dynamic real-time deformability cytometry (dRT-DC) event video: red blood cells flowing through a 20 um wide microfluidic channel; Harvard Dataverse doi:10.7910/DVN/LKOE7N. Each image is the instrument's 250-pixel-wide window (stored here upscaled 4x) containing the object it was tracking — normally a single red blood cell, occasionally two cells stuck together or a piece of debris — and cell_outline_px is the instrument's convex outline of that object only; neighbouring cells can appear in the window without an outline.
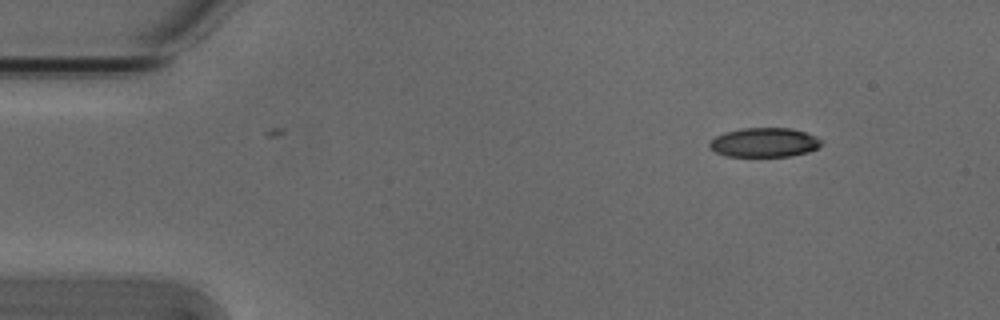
{"species": "Egyptian fruit bat (a non-hibernating species)", "species_latin": "Rousettus aegyptiacus", "temperature_condition": "cold", "stored_images_in_passage": 5, "camera_frame_rate_fps": 3000, "um_per_image_px": 0.085, "animal": {"sex": "male"}, "frame": {"image": 1, "passage_image": 1, "time_ms": 0.0, "image_size_px": [1000, 320], "cell_outline_px": [[824, 144], [820, 148], [808, 152], [792, 156], [728, 156], [716, 152], [708, 144], [716, 136], [724, 132], [744, 128], [792, 128], [816, 136], [824, 140]], "centroid_in_image_um": [65.05, 12.11], "position_along_channel_um": 19.9, "area_um2": 19.19}}
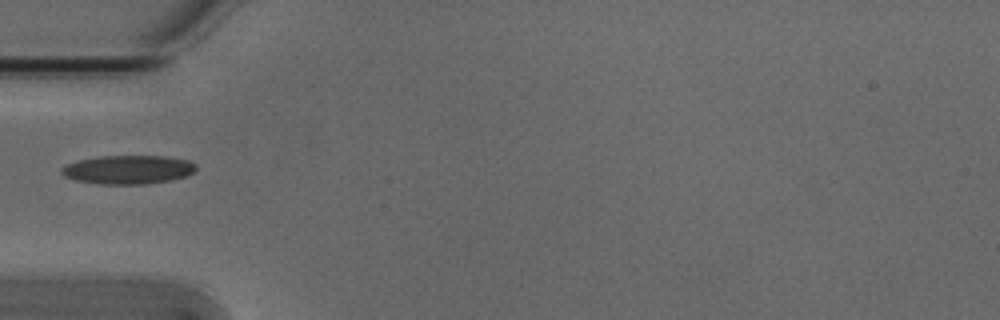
{"frame": {"image": 2, "passage_image": 4, "time_ms": 1.0, "image_size_px": [1000, 320], "cell_outline_px": [[196, 168], [188, 176], [172, 180], [144, 184], [100, 184], [76, 180], [64, 176], [60, 172], [60, 168], [76, 160], [100, 156], [164, 156], [188, 160], [196, 164]], "centroid_in_image_um": [10.88, 14.42], "position_along_channel_um": 74.1, "area_um2": 22.6}}
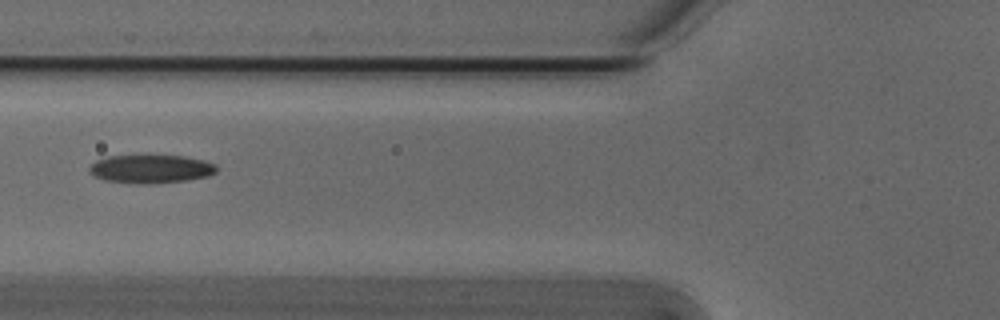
{"frame": {"image": 3, "passage_image": 5, "time_ms": 1.333, "image_size_px": [1000, 320], "cell_outline_px": [[216, 172], [208, 176], [188, 180], [148, 184], [136, 184], [104, 180], [88, 172], [88, 168], [96, 160], [108, 156], [184, 156], [204, 160], [216, 164]], "centroid_in_image_um": [12.82, 14.37], "position_along_channel_um": 113.0, "area_um2": 21.04}}